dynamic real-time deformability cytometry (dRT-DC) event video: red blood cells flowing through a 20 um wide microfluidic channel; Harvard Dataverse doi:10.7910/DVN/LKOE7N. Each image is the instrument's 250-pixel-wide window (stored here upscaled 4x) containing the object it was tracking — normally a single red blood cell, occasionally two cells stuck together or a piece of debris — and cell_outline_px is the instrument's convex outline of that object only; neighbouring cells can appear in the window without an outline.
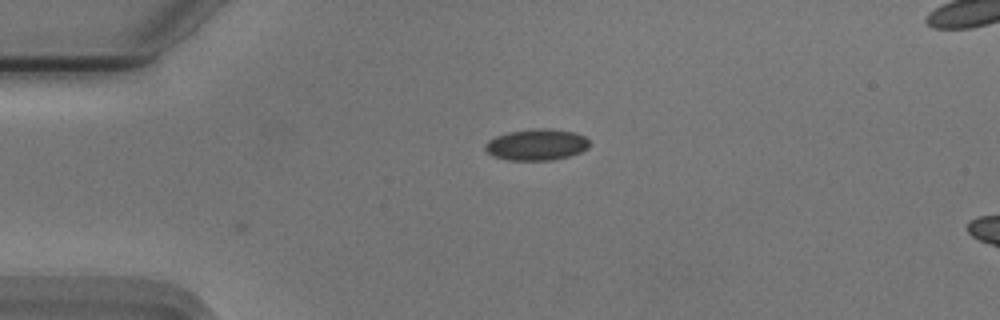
{"species": "Egyptian fruit bat (a non-hibernating species)", "species_latin": "Rousettus aegyptiacus", "temperature_condition": "cold", "stored_images_in_passage": 2, "camera_frame_rate_fps": 3000, "um_per_image_px": 0.085, "animal": {"sex": "male"}, "frame": {"image": 1, "passage_image": 2, "time_ms": 0.333, "image_size_px": [1000, 320], "cell_outline_px": [[588, 148], [580, 152], [568, 156], [552, 160], [508, 160], [492, 156], [484, 148], [484, 144], [488, 140], [496, 136], [508, 132], [540, 128], [548, 128], [576, 132], [584, 136], [588, 140]], "centroid_in_image_um": [45.59, 12.29], "position_along_channel_um": 39.4, "area_um2": 19.02}}